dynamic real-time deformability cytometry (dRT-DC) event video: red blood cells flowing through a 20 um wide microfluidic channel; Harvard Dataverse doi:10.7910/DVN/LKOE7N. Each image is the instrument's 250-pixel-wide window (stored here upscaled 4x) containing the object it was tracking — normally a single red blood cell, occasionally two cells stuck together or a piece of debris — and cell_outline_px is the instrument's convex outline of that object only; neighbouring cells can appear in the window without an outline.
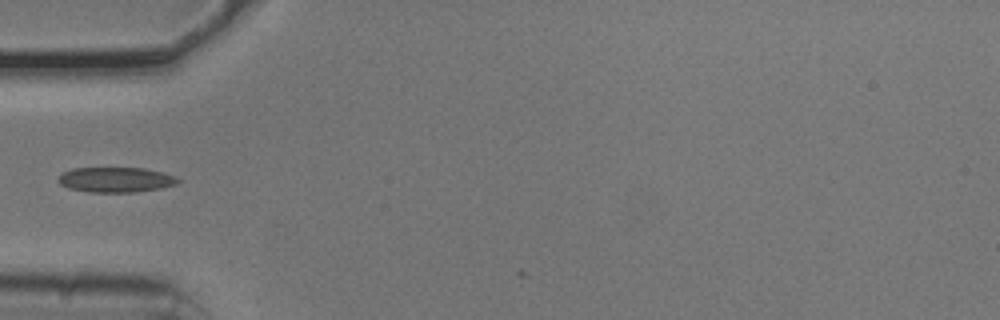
{"species": "common noctule bat (a hibernating species)", "species_latin": "Nyctalus noctula", "temperature_condition": "cold", "stored_images_in_passage": 27, "camera_frame_rate_fps": 3000, "um_per_image_px": 0.085, "animal": {"sex": "male", "body_mass_g": 20.5, "forearm_length_mm": 52.5}, "frame": {"image": 1, "passage_image": 1, "time_ms": 0.0, "image_size_px": [1000, 320], "cell_outline_px": [[180, 180], [176, 184], [160, 188], [136, 192], [88, 192], [68, 188], [60, 184], [60, 176], [64, 172], [72, 168], [144, 168], [176, 176]], "centroid_in_image_um": [9.85, 15.28], "position_along_channel_um": 75.2, "area_um2": 17.34}}
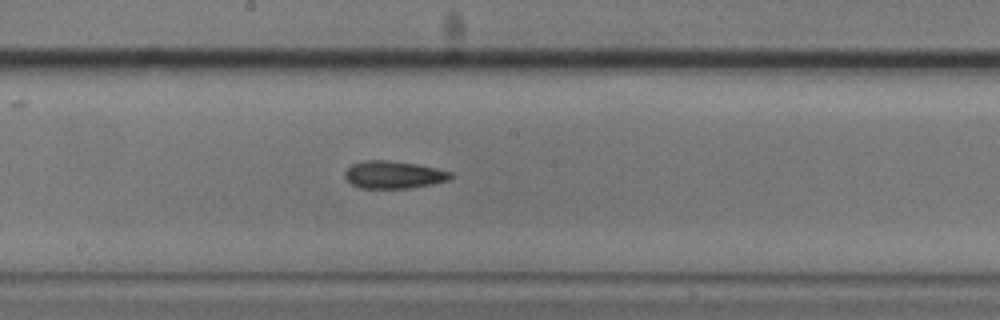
{"frame": {"image": 2, "passage_image": 12, "time_ms": 3.667, "image_size_px": [1000, 320], "cell_outline_px": [[452, 176], [448, 180], [432, 184], [408, 188], [360, 188], [352, 184], [344, 176], [344, 172], [352, 164], [364, 160], [388, 160], [416, 164], [436, 168], [452, 172]], "centroid_in_image_um": [33.44, 14.85], "position_along_channel_um": 214.8, "area_um2": 16.88}}
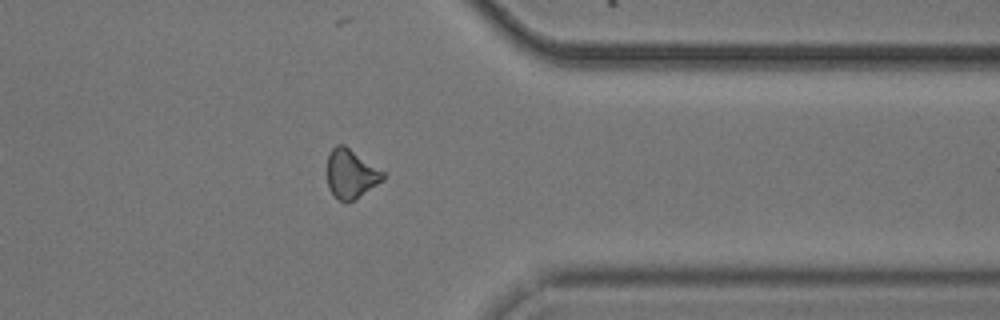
{"frame": {"image": 3, "passage_image": 26, "time_ms": 8.333, "image_size_px": [1000, 320], "cell_outline_px": [[384, 180], [356, 200], [344, 204], [328, 188], [328, 156], [332, 148], [336, 144], [344, 144], [384, 172]], "centroid_in_image_um": [29.84, 14.8], "position_along_channel_um": 381.6, "area_um2": 16.01}}